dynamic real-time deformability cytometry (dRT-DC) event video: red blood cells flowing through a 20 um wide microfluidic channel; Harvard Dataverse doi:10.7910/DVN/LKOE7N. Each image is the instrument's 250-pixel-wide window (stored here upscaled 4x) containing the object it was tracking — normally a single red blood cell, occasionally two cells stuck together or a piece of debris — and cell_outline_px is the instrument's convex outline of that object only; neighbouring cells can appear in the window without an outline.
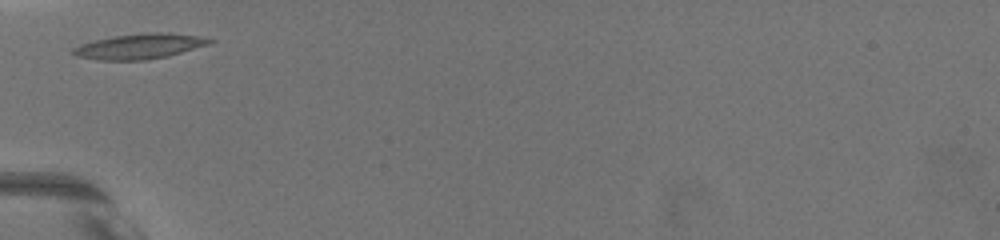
{"species": "common noctule bat (a hibernating species)", "species_latin": "Nyctalus noctula", "temperature_condition": "warm", "stored_images_in_passage": 22, "camera_frame_rate_fps": 3000, "um_per_image_px": 0.085, "animal": {"sex": "female", "body_mass_g": 19.5, "forearm_length_mm": 54.1}, "frame": {"image": 1, "passage_image": 1, "time_ms": 0.0, "image_size_px": [1000, 240], "cell_outline_px": [[216, 40], [208, 44], [168, 56], [144, 60], [100, 60], [76, 56], [68, 52], [72, 48], [80, 44], [112, 36], [148, 32], [168, 32], [196, 36]], "centroid_in_image_um": [11.8, 3.93], "position_along_channel_um": 73.2, "area_um2": 20.0}}
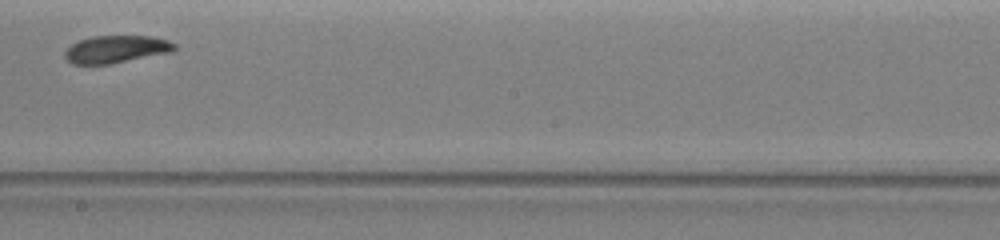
{"frame": {"image": 2, "passage_image": 12, "time_ms": 4.667, "image_size_px": [1000, 240], "cell_outline_px": [[176, 48], [172, 52], [112, 64], [72, 64], [64, 56], [64, 52], [72, 44], [80, 40], [92, 36], [152, 36], [168, 40], [176, 44]], "centroid_in_image_um": [9.9, 4.19], "position_along_channel_um": 238.3, "area_um2": 17.63}}
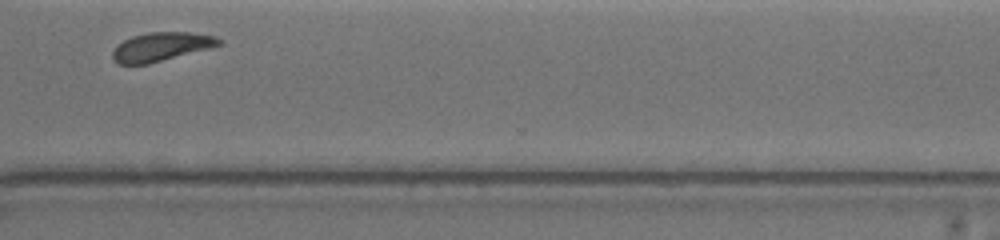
{"frame": {"image": 3, "passage_image": 20, "time_ms": 8.0, "image_size_px": [1000, 240], "cell_outline_px": [[224, 44], [212, 48], [148, 64], [120, 64], [112, 56], [112, 52], [124, 40], [132, 36], [148, 32], [192, 32], [216, 36], [224, 40]], "centroid_in_image_um": [13.81, 3.96], "position_along_channel_um": 356.8, "area_um2": 17.92}, "authors_computed_cell_mechanics": {"area_um2": 17.9469, "velocity_mm_per_s": 3.5627, "shape_relaxation_time_tau1_ms": 4.148, "shape_relaxation_time_tau2_ms": null, "deformation_change_tau1": 0.1125, "deformation_change_tau2": null}}